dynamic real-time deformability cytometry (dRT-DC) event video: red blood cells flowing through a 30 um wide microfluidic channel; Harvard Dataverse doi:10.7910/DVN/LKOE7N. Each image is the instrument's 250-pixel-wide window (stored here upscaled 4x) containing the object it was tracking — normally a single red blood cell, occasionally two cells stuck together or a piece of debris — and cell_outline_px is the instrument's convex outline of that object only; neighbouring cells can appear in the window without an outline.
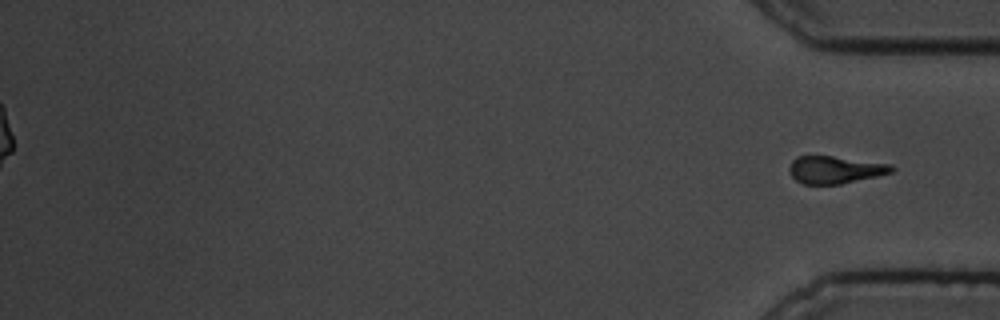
{"species": "common noctule bat (a hibernating species)", "species_latin": "Nyctalus noctula", "temperature_condition": "cold", "stored_images_in_passage": 61, "segment_of_instrument_passage": [2, 2], "camera_frame_rate_fps": 3000, "um_per_image_px": 0.085, "animal": {"sex": "male", "body_mass_g": 19.5, "forearm_length_mm": 54.6}, "frame": {"image": 1, "passage_image": 61, "time_ms": 20.0, "image_size_px": [1000, 320], "cell_outline_px": [[896, 168], [892, 172], [876, 176], [840, 184], [804, 184], [796, 180], [792, 176], [788, 168], [792, 160], [796, 156], [832, 156], [892, 164]], "centroid_in_image_um": [70.98, 14.42], "position_along_channel_um": 364.2, "area_um2": 16.3}}